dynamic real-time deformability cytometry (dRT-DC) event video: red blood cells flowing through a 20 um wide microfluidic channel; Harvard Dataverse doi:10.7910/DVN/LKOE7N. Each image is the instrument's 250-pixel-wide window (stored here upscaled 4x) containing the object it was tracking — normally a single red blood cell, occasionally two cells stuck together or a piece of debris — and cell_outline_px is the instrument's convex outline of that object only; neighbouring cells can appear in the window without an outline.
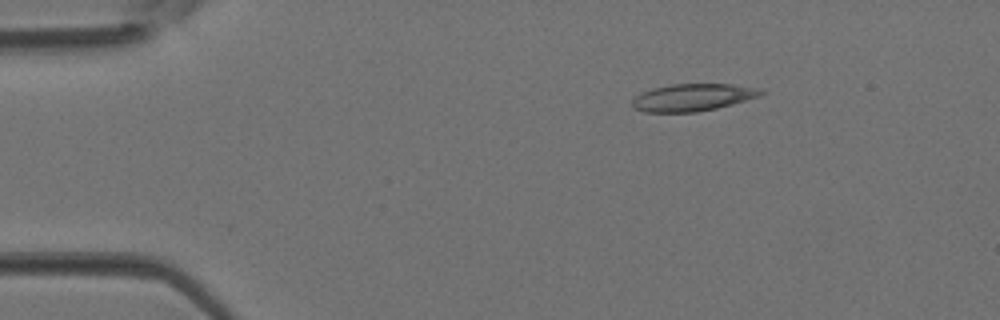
{"species": "Egyptian fruit bat (a non-hibernating species)", "species_latin": "Rousettus aegyptiacus", "temperature_condition": "room temperature", "stored_images_in_passage": 5, "camera_frame_rate_fps": 3000, "um_per_image_px": 0.085, "animal": {"sex": "female"}, "frame": {"image": 1, "passage_image": 3, "time_ms": 0.667, "image_size_px": [1000, 320], "cell_outline_px": [[768, 92], [760, 96], [732, 104], [716, 108], [696, 112], [644, 112], [636, 108], [632, 104], [632, 100], [640, 92], [652, 88], [672, 84], [732, 84], [764, 88]], "centroid_in_image_um": [58.95, 8.26], "position_along_channel_um": 26.1, "area_um2": 20.63}}
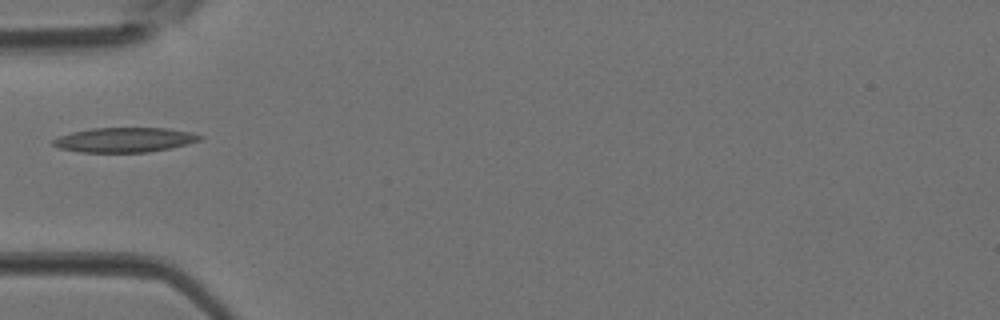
{"frame": {"image": 2, "passage_image": 5, "time_ms": 1.333, "image_size_px": [1000, 320], "cell_outline_px": [[204, 136], [200, 140], [172, 148], [148, 152], [80, 152], [60, 148], [52, 144], [52, 140], [60, 136], [72, 132], [92, 128], [168, 128], [192, 132]], "centroid_in_image_um": [10.62, 11.88], "position_along_channel_um": 74.4, "area_um2": 21.1}}